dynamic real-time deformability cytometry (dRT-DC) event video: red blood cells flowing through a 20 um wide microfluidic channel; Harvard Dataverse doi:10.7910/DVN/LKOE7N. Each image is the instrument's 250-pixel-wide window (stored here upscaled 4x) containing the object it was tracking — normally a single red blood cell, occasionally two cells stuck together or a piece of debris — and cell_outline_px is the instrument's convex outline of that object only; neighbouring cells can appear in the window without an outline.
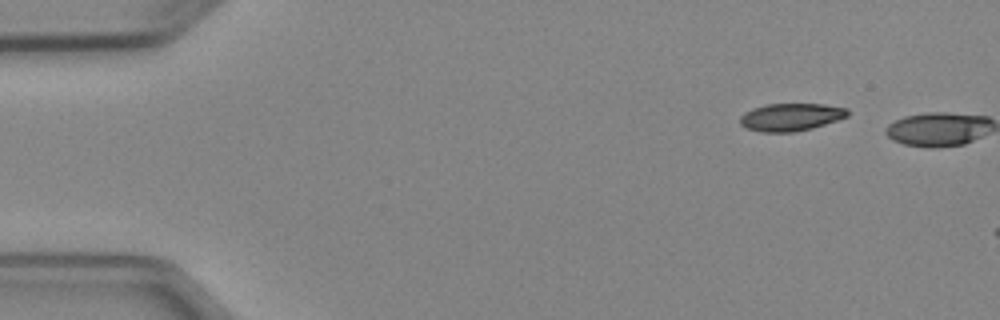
{"species": "Egyptian fruit bat (a non-hibernating species)", "species_latin": "Rousettus aegyptiacus", "temperature_condition": "cold", "stored_images_in_passage": 5, "segment_of_instrument_passage": [2, 2], "camera_frame_rate_fps": 3000, "um_per_image_px": 0.085, "animal": {"sex": "female"}, "frame": {"image": 1, "passage_image": 5, "time_ms": 5.333, "image_size_px": [1000, 320], "cell_outline_px": [[848, 116], [812, 128], [792, 132], [760, 132], [748, 128], [740, 124], [740, 116], [744, 112], [752, 108], [764, 104], [824, 104], [848, 108]], "centroid_in_image_um": [67.2, 9.94], "position_along_channel_um": 17.8, "area_um2": 17.28}}